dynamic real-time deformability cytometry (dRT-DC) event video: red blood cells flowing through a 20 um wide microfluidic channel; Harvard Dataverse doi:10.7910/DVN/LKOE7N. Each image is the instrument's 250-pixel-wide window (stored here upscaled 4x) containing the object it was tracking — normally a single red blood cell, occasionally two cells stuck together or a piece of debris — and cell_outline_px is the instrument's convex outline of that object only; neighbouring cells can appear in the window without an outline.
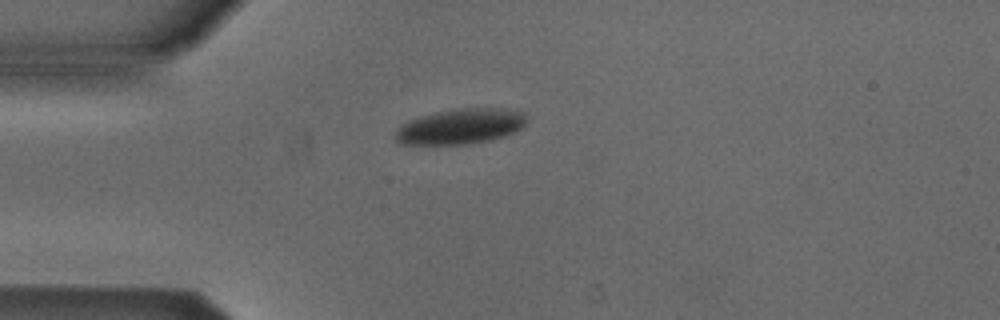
{"species": "Egyptian fruit bat (a non-hibernating species)", "species_latin": "Rousettus aegyptiacus", "temperature_condition": "cold", "stored_images_in_passage": 40, "camera_frame_rate_fps": 3000, "um_per_image_px": 0.085, "animal": {"sex": "male"}, "frame": {"image": 1, "passage_image": 1, "time_ms": 0.0, "image_size_px": [1000, 320], "cell_outline_px": [[528, 120], [520, 128], [512, 132], [488, 140], [468, 144], [400, 144], [396, 140], [396, 132], [400, 124], [408, 120], [420, 116], [436, 112], [456, 108], [508, 108], [524, 112], [528, 116]], "centroid_in_image_um": [39.14, 10.72], "position_along_channel_um": 45.9, "area_um2": 26.99}}
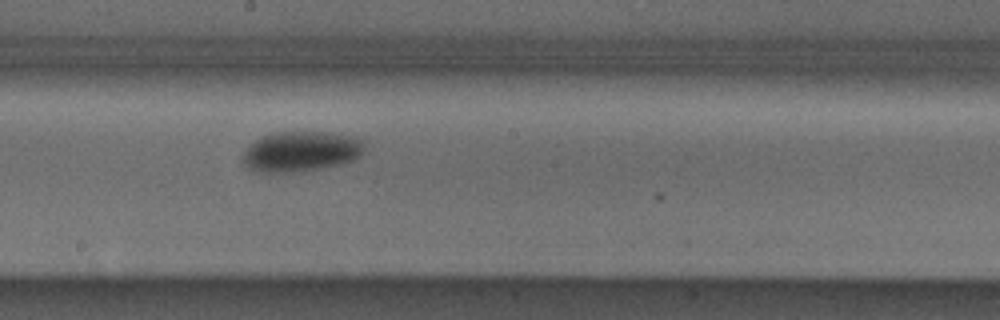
{"frame": {"image": 2, "passage_image": 16, "time_ms": 5.0, "image_size_px": [1000, 320], "cell_outline_px": [[364, 148], [360, 156], [352, 160], [340, 164], [300, 172], [260, 172], [244, 164], [240, 160], [240, 156], [256, 140], [272, 132], [328, 132], [348, 136], [360, 140], [364, 144]], "centroid_in_image_um": [25.55, 12.88], "position_along_channel_um": 222.6, "area_um2": 28.26}}
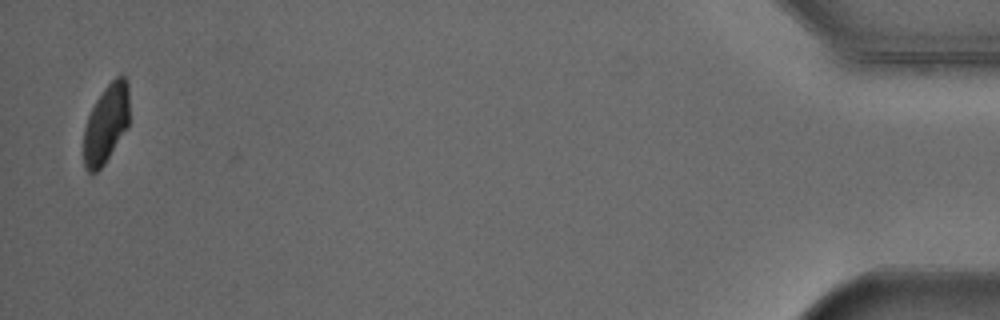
{"frame": {"image": 3, "passage_image": 39, "time_ms": 12.667, "image_size_px": [1000, 320], "cell_outline_px": [[128, 128], [104, 164], [96, 172], [88, 172], [84, 164], [84, 128], [88, 116], [96, 100], [104, 88], [116, 76], [124, 76], [128, 84]], "centroid_in_image_um": [9.02, 10.52], "position_along_channel_um": 426.2, "area_um2": 20.81}, "authors_computed_cell_mechanics": {"area_um2": 27.1082, "velocity_mm_per_s": 3.8782, "shape_relaxation_time_tau1_ms": 4.8614, "shape_relaxation_time_tau2_ms": null, "deformation_change_tau1": 0.0825, "deformation_change_tau2": null}}